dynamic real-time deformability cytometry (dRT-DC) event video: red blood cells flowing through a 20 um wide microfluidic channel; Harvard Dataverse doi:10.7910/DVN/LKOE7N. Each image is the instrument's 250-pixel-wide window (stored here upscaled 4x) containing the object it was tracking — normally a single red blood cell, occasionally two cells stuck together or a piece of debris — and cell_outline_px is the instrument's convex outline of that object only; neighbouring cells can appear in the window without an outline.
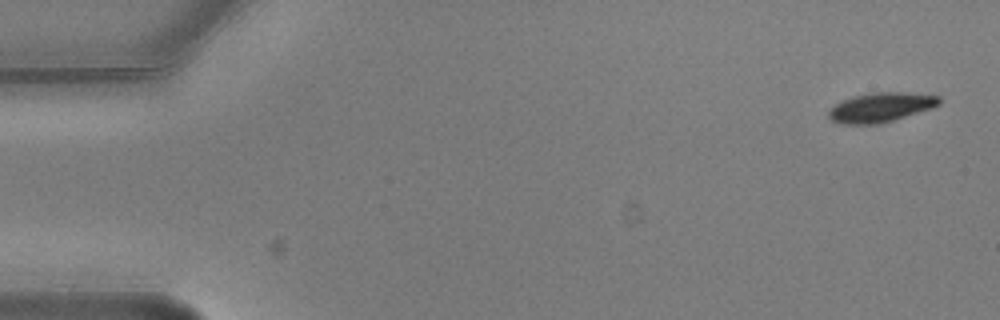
{"species": "common noctule bat (a hibernating species)", "species_latin": "Nyctalus noctula", "temperature_condition": "warm", "stored_images_in_passage": 4, "camera_frame_rate_fps": 3000, "um_per_image_px": 0.085, "animal": {"sex": "male", "body_mass_g": 20.5, "forearm_length_mm": 52.5}, "frame": {"image": 1, "passage_image": 1, "time_ms": 0.0, "image_size_px": [1000, 320], "cell_outline_px": [[940, 104], [932, 108], [880, 124], [840, 124], [832, 120], [828, 116], [828, 112], [836, 104], [844, 100], [856, 96], [872, 92], [900, 92], [940, 96]], "centroid_in_image_um": [74.87, 9.13], "position_along_channel_um": 10.1, "area_um2": 18.73}}
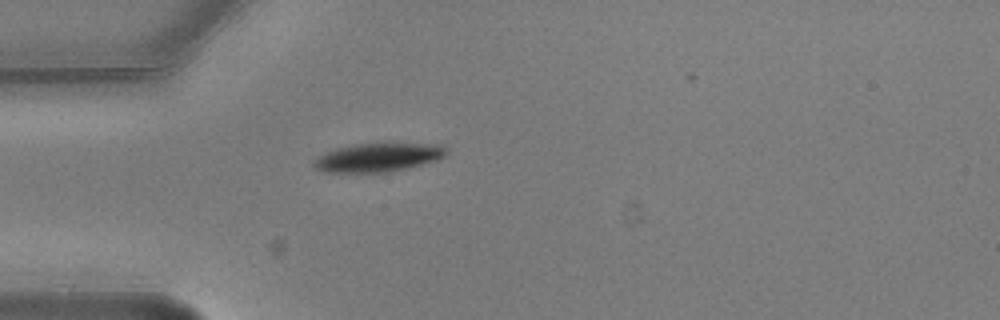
{"frame": {"image": 2, "passage_image": 4, "time_ms": 1.0, "image_size_px": [1000, 320], "cell_outline_px": [[448, 152], [444, 156], [436, 160], [408, 168], [388, 172], [324, 172], [316, 168], [312, 164], [312, 160], [324, 152], [336, 148], [352, 144], [388, 140], [392, 140], [444, 144], [448, 148]], "centroid_in_image_um": [32.21, 13.3], "position_along_channel_um": 52.8, "area_um2": 23.52}}